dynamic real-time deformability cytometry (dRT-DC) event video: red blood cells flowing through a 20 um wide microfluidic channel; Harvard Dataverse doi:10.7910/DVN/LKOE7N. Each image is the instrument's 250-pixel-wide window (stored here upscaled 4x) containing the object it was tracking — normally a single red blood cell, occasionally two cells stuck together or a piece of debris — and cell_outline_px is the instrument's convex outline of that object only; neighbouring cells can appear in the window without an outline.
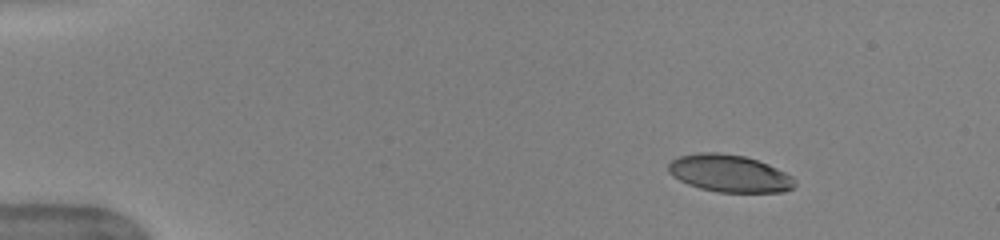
{"species": "human", "species_latin": "Homo sapiens", "temperature_condition": "warm", "stored_images_in_passage": 45, "camera_frame_rate_fps": 3000, "um_per_image_px": 0.085, "donor": {"sex": "female"}, "frame": {"image": 1, "passage_image": 1, "time_ms": 0.0, "image_size_px": [1000, 240], "cell_outline_px": [[796, 184], [792, 188], [784, 192], [716, 192], [700, 188], [688, 184], [672, 176], [668, 172], [668, 164], [672, 160], [680, 156], [696, 152], [716, 152], [744, 156], [768, 164], [792, 176], [796, 180]], "centroid_in_image_um": [61.99, 14.74], "position_along_channel_um": 23.0, "area_um2": 27.51}}
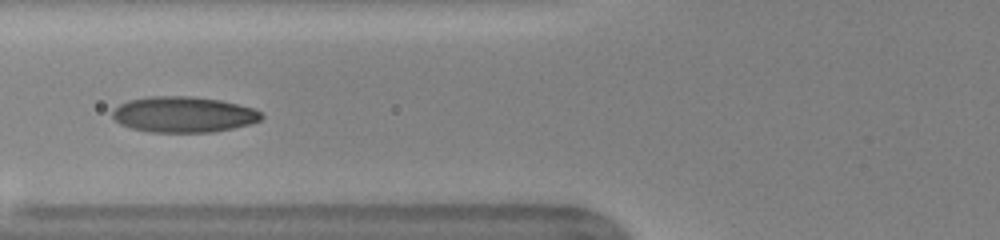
{"frame": {"image": 2, "passage_image": 15, "time_ms": 4.667, "image_size_px": [1000, 240], "cell_outline_px": [[264, 116], [260, 120], [248, 124], [232, 128], [212, 132], [148, 132], [132, 128], [120, 124], [112, 116], [112, 112], [120, 104], [128, 100], [152, 96], [192, 96], [220, 100], [252, 108], [260, 112]], "centroid_in_image_um": [15.58, 9.73], "position_along_channel_um": 110.2, "area_um2": 30.87}}
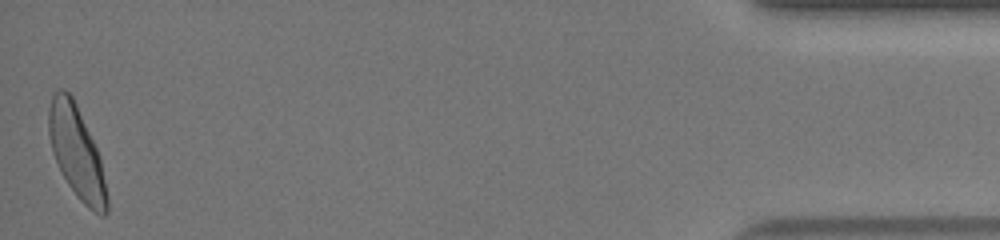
{"frame": {"image": 3, "passage_image": 45, "time_ms": 14.667, "image_size_px": [1000, 240], "cell_outline_px": [[108, 212], [104, 216], [100, 216], [88, 208], [76, 196], [68, 184], [52, 152], [48, 132], [48, 108], [52, 96], [60, 88], [64, 88], [72, 96], [76, 104], [96, 148], [100, 160], [108, 200]], "centroid_in_image_um": [6.5, 12.96], "position_along_channel_um": 428.7, "area_um2": 30.75}, "authors_computed_cell_mechanics": {"area_um2": 29.5358, "velocity_mm_per_s": 3.9773, "shape_relaxation_time_tau1_ms": 3.251, "shape_relaxation_time_tau2_ms": 0.8358, "deformation_change_tau1": 0.1593, "deformation_change_tau2": 0.059}}